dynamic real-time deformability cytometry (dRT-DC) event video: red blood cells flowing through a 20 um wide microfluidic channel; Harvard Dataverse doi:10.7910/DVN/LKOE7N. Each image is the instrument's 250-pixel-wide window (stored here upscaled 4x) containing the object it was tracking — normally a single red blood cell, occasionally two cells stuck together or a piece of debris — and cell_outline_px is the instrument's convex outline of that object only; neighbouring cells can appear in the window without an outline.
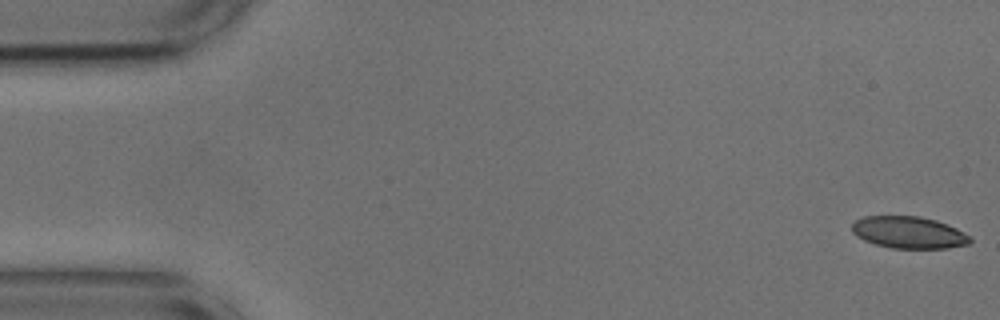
{"species": "common noctule bat (a hibernating species)", "species_latin": "Nyctalus noctula", "temperature_condition": "cold", "stored_images_in_passage": 54, "camera_frame_rate_fps": 3000, "um_per_image_px": 0.085, "animal": {"sex": "male", "body_mass_g": 17.9, "forearm_length_mm": 54.2}, "frame": {"image": 1, "passage_image": 1, "time_ms": 0.0, "image_size_px": [1000, 320], "cell_outline_px": [[972, 240], [968, 244], [948, 248], [892, 248], [876, 244], [864, 240], [856, 236], [852, 232], [852, 224], [856, 220], [864, 216], [920, 216], [936, 220], [948, 224], [972, 236]], "centroid_in_image_um": [77.27, 19.75], "position_along_channel_um": 7.7, "area_um2": 22.08}}
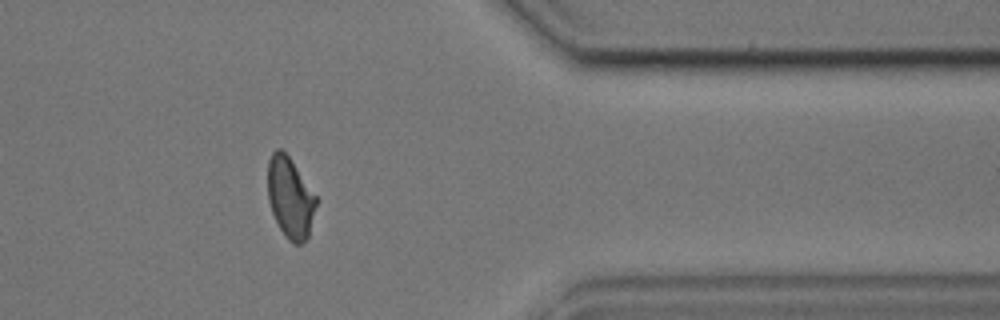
{"frame": {"image": 2, "passage_image": 44, "time_ms": 14.333, "image_size_px": [1000, 320], "cell_outline_px": [[316, 204], [308, 236], [300, 244], [296, 244], [288, 240], [284, 236], [272, 212], [268, 200], [268, 160], [272, 152], [276, 148], [280, 148], [288, 156], [316, 196]], "centroid_in_image_um": [24.64, 16.8], "position_along_channel_um": 386.8, "area_um2": 22.37}}
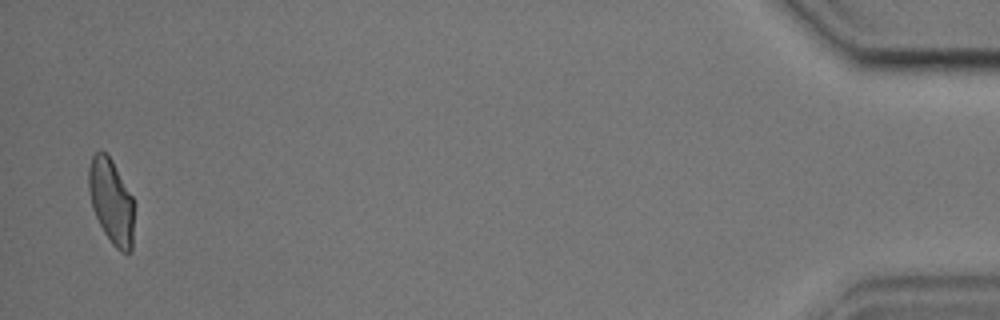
{"frame": {"image": 3, "passage_image": 53, "time_ms": 17.333, "image_size_px": [1000, 320], "cell_outline_px": [[136, 204], [132, 252], [120, 252], [112, 244], [104, 232], [92, 208], [88, 188], [88, 168], [92, 156], [100, 148], [112, 160], [132, 196]], "centroid_in_image_um": [9.49, 17.14], "position_along_channel_um": 425.7, "area_um2": 23.0}, "authors_computed_cell_mechanics": {"area_um2": 23.4379, "velocity_mm_per_s": 3.655, "shape_relaxation_time_tau1_ms": 4.7674, "shape_relaxation_time_tau2_ms": 2.3304, "deformation_change_tau1": 0.1453, "deformation_change_tau2": 0.076}}